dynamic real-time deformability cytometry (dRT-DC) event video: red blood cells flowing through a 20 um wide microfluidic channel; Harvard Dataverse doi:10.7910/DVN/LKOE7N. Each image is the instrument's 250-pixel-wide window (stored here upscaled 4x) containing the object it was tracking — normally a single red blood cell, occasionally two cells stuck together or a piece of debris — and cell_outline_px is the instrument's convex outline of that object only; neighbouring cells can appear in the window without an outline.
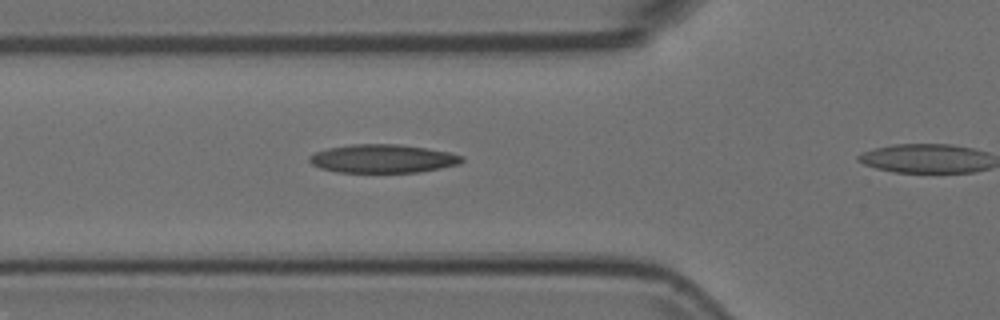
{"species": "Egyptian fruit bat (a non-hibernating species)", "species_latin": "Rousettus aegyptiacus", "temperature_condition": "room temperature", "stored_images_in_passage": 10, "camera_frame_rate_fps": 3000, "um_per_image_px": 0.085, "animal": {"sex": "female"}, "frame": {"image": 1, "passage_image": 9, "time_ms": 2.667, "image_size_px": [1000, 320], "cell_outline_px": [[464, 160], [460, 164], [420, 172], [336, 172], [320, 168], [312, 164], [308, 160], [308, 156], [316, 152], [328, 148], [352, 144], [400, 144], [448, 152], [464, 156]], "centroid_in_image_um": [32.53, 13.48], "position_along_channel_um": 93.3, "area_um2": 25.26}}